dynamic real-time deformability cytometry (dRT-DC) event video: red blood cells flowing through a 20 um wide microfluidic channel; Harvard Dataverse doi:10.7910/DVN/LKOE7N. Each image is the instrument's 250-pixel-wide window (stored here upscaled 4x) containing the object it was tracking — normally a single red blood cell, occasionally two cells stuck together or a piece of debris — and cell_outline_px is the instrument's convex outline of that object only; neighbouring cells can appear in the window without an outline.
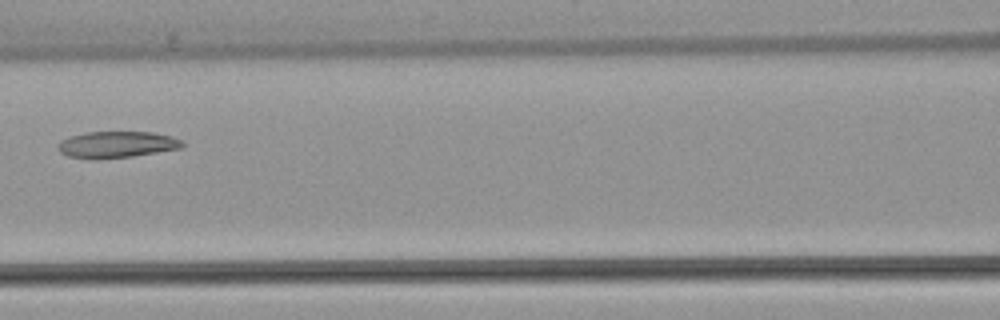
{"species": "common noctule bat (a hibernating species)", "species_latin": "Nyctalus noctula", "temperature_condition": "warm", "stored_images_in_passage": 3, "camera_frame_rate_fps": 3000, "um_per_image_px": 0.085, "animal": {"sex": "female", "body_mass_g": 22.7, "forearm_length_mm": 54.2}, "frame": {"image": 1, "passage_image": 3, "time_ms": 2.333, "image_size_px": [1000, 320], "cell_outline_px": [[184, 148], [132, 156], [96, 160], [92, 160], [68, 156], [60, 152], [60, 140], [72, 136], [88, 132], [152, 132], [172, 136], [180, 140], [184, 144]], "centroid_in_image_um": [9.96, 12.3], "position_along_channel_um": 156.6, "area_um2": 19.19}}